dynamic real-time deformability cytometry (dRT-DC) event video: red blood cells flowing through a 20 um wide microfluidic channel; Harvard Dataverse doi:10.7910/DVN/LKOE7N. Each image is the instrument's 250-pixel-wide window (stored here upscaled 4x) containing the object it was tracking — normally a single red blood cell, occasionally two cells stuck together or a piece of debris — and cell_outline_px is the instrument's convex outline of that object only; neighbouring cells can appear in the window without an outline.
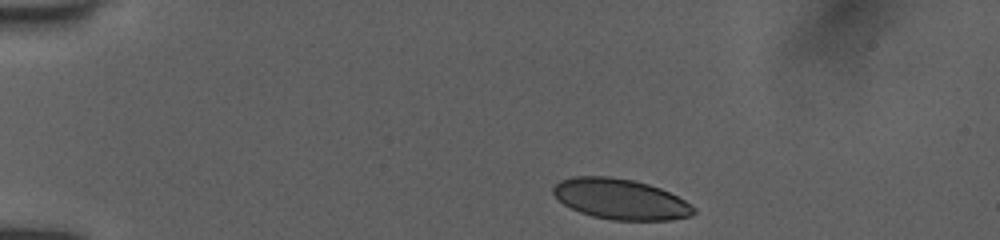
{"species": "human", "species_latin": "Homo sapiens", "temperature_condition": "room temperature", "stored_images_in_passage": 42, "camera_frame_rate_fps": 3000, "um_per_image_px": 0.085, "donor": {"sex": "female"}, "frame": {"image": 1, "passage_image": 1, "time_ms": 0.0, "image_size_px": [1000, 240], "cell_outline_px": [[696, 212], [692, 216], [672, 220], [612, 220], [592, 216], [580, 212], [564, 204], [552, 192], [552, 188], [560, 180], [572, 176], [608, 176], [632, 180], [648, 184], [660, 188], [684, 200], [696, 208]], "centroid_in_image_um": [52.75, 16.93], "position_along_channel_um": 32.2, "area_um2": 33.12}}
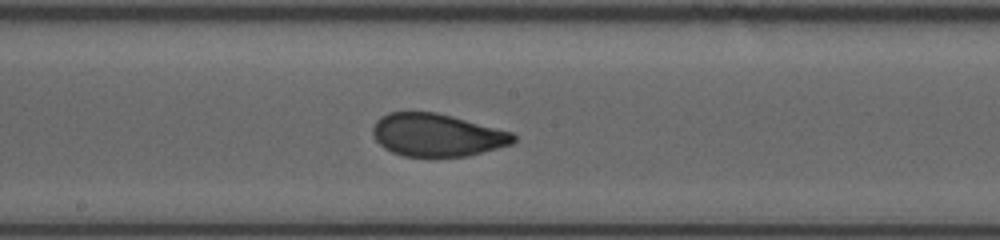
{"frame": {"image": 2, "passage_image": 17, "time_ms": 6.333, "image_size_px": [1000, 240], "cell_outline_px": [[516, 140], [512, 144], [468, 156], [404, 156], [392, 152], [384, 148], [372, 136], [372, 128], [376, 120], [380, 116], [388, 112], [436, 112], [452, 116], [512, 132], [516, 136]], "centroid_in_image_um": [37.12, 11.47], "position_along_channel_um": 211.1, "area_um2": 35.03}}
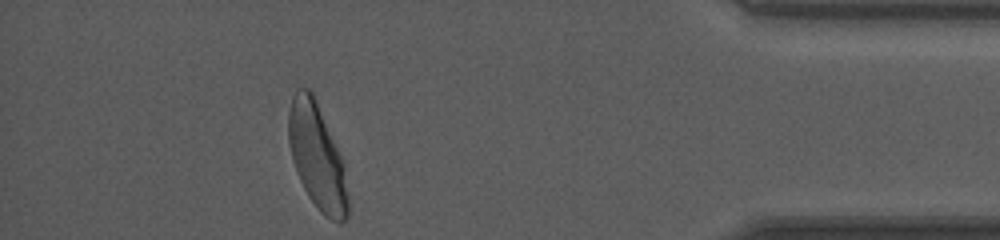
{"frame": {"image": 3, "passage_image": 35, "time_ms": 12.333, "image_size_px": [1000, 240], "cell_outline_px": [[348, 216], [340, 224], [324, 216], [320, 212], [308, 196], [296, 172], [292, 160], [288, 140], [288, 112], [292, 96], [296, 88], [308, 88], [312, 92], [316, 100], [344, 164], [348, 196]], "centroid_in_image_um": [26.93, 13.32], "position_along_channel_um": 408.3, "area_um2": 36.53}, "authors_computed_cell_mechanics": {"area_um2": 35.547, "velocity_mm_per_s": 3.9628, "shape_relaxation_time_tau1_ms": 3.5376, "shape_relaxation_time_tau2_ms": null, "deformation_change_tau1": 0.1453, "deformation_change_tau2": null}}